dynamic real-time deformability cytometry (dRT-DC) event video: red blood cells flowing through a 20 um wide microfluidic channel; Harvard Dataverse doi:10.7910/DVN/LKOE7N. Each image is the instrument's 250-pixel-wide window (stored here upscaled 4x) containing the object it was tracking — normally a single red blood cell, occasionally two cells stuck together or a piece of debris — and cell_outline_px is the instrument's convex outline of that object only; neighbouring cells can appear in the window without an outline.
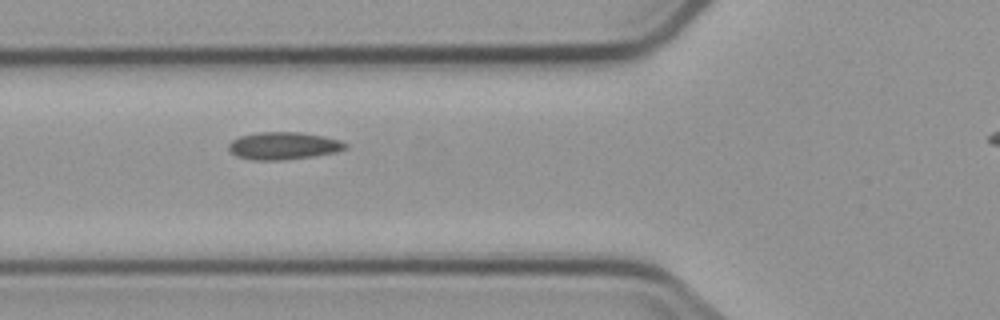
{"species": "common noctule bat (a hibernating species)", "species_latin": "Nyctalus noctula", "temperature_condition": "cold", "stored_images_in_passage": 3, "camera_frame_rate_fps": 3000, "um_per_image_px": 0.085, "animal": {"sex": "male", "body_mass_g": 23.1, "forearm_length_mm": 52.7}, "frame": {"image": 1, "passage_image": 3, "time_ms": 2.333, "image_size_px": [1000, 320], "cell_outline_px": [[348, 148], [336, 152], [312, 156], [280, 160], [252, 160], [236, 156], [228, 148], [228, 144], [232, 140], [240, 136], [260, 132], [300, 132], [324, 136], [340, 140], [348, 144]], "centroid_in_image_um": [24.11, 12.39], "position_along_channel_um": 101.7, "area_um2": 18.67}}